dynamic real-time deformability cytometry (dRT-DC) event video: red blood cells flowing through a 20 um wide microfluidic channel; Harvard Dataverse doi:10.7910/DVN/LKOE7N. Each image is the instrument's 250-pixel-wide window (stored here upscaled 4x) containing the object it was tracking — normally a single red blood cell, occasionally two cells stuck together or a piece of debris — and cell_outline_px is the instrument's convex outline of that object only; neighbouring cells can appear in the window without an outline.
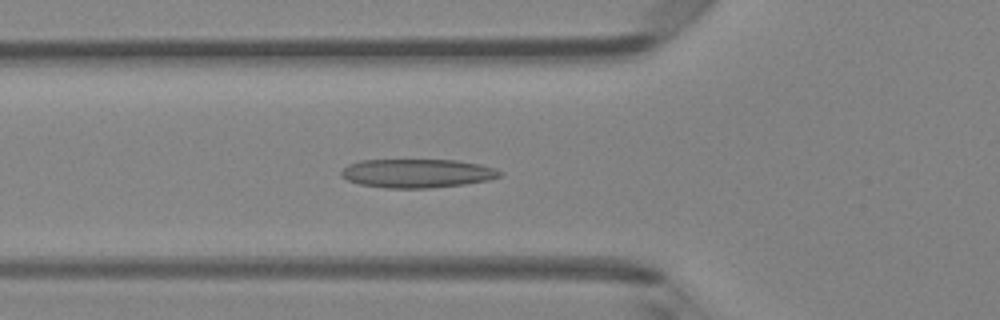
{"species": "Egyptian fruit bat (a non-hibernating species)", "species_latin": "Rousettus aegyptiacus", "temperature_condition": "room temperature", "stored_images_in_passage": 46, "camera_frame_rate_fps": 3000, "um_per_image_px": 0.085, "animal": {"sex": "female"}, "frame": {"image": 1, "passage_image": 15, "time_ms": 4.667, "image_size_px": [1000, 320], "cell_outline_px": [[504, 172], [500, 176], [488, 180], [464, 184], [428, 188], [384, 188], [360, 184], [348, 180], [340, 176], [340, 172], [348, 164], [360, 160], [456, 160], [480, 164], [496, 168]], "centroid_in_image_um": [35.46, 14.73], "position_along_channel_um": 90.3, "area_um2": 26.65}}
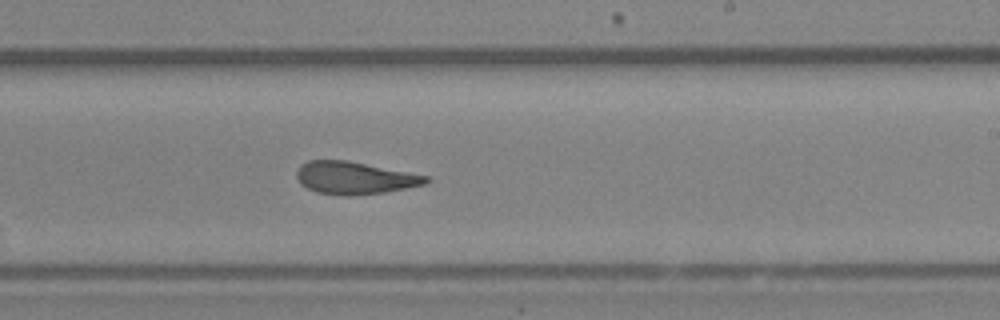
{"frame": {"image": 2, "passage_image": 27, "time_ms": 8.667, "image_size_px": [1000, 320], "cell_outline_px": [[432, 180], [424, 184], [384, 192], [348, 196], [340, 196], [316, 192], [300, 184], [296, 176], [296, 172], [300, 164], [308, 160], [348, 160], [428, 176]], "centroid_in_image_um": [30.1, 15.12], "position_along_channel_um": 258.9, "area_um2": 24.51}}
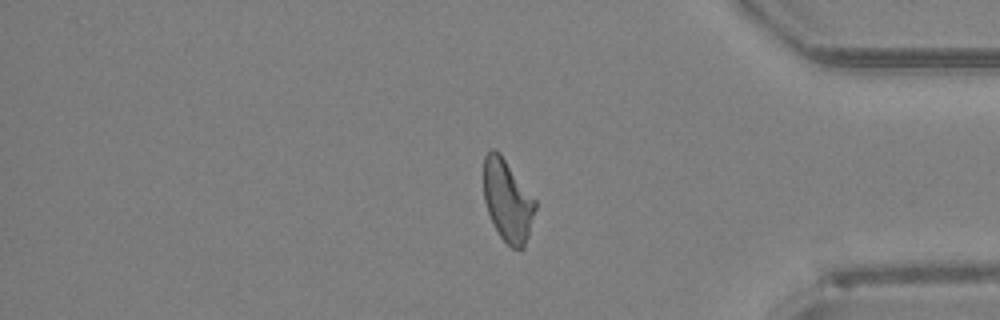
{"frame": {"image": 3, "passage_image": 38, "time_ms": 12.333, "image_size_px": [1000, 320], "cell_outline_px": [[536, 208], [528, 236], [524, 248], [512, 248], [500, 236], [488, 212], [484, 200], [484, 156], [492, 148], [496, 148], [500, 152], [536, 200]], "centroid_in_image_um": [43.15, 17.01], "position_along_channel_um": 392.1, "area_um2": 24.51}, "authors_computed_cell_mechanics": {"area_um2": 25.1719, "velocity_mm_per_s": 4.2302, "shape_relaxation_time_tau1_ms": 10.9912, "shape_relaxation_time_tau2_ms": 2.3211, "deformation_change_tau1": 0.284, "deformation_change_tau2": 0.1123}}